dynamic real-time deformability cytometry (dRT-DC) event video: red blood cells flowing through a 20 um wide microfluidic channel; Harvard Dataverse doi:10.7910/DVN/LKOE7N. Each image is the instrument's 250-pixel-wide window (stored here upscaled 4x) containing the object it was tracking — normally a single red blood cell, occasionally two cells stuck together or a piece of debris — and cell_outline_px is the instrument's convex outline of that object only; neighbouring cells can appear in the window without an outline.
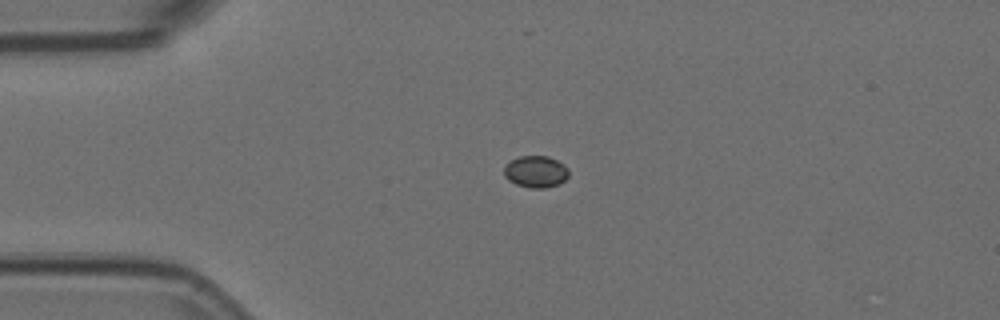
{"species": "Egyptian fruit bat (a non-hibernating species)", "species_latin": "Rousettus aegyptiacus", "temperature_condition": "room temperature", "stored_images_in_passage": 4, "camera_frame_rate_fps": 3000, "um_per_image_px": 0.085, "animal": {"sex": "female"}, "frame": {"image": 1, "passage_image": 2, "time_ms": 0.333, "image_size_px": [1000, 320], "cell_outline_px": [[568, 176], [560, 184], [544, 188], [532, 188], [516, 184], [508, 180], [504, 176], [504, 164], [508, 160], [520, 156], [548, 156], [564, 164], [568, 168]], "centroid_in_image_um": [45.51, 14.58], "position_along_channel_um": 39.5, "area_um2": 12.14}}
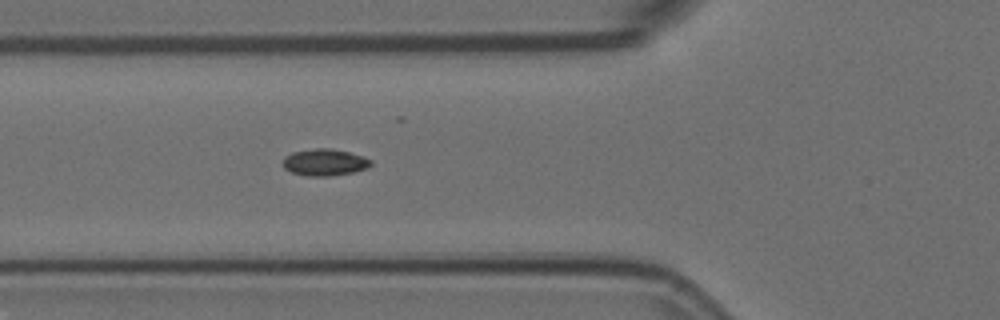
{"frame": {"image": 2, "passage_image": 4, "time_ms": 1.0, "image_size_px": [1000, 320], "cell_outline_px": [[372, 164], [368, 168], [352, 172], [332, 176], [308, 176], [292, 172], [284, 168], [284, 156], [292, 152], [316, 148], [328, 148], [348, 152], [364, 156], [372, 160]], "centroid_in_image_um": [27.62, 13.8], "position_along_channel_um": 98.2, "area_um2": 13.7}}